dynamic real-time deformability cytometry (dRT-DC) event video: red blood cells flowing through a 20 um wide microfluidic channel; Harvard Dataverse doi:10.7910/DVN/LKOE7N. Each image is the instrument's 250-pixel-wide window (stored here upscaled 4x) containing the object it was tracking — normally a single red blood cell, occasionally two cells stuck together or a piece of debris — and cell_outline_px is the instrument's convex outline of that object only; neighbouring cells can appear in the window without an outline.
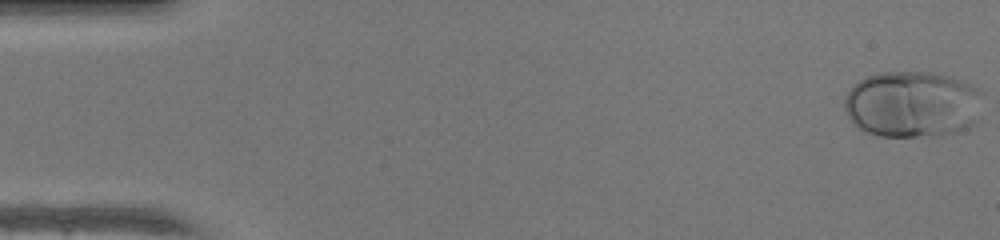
{"species": "human", "species_latin": "Homo sapiens", "temperature_condition": "warm", "stored_images_in_passage": 49, "camera_frame_rate_fps": 3000, "um_per_image_px": 0.085, "donor": {"sex": "female"}, "frame": {"image": 1, "passage_image": 1, "time_ms": 0.0, "image_size_px": [1000, 240], "cell_outline_px": [[984, 92], [980, 120], [968, 128], [956, 132], [940, 136], [880, 136], [868, 132], [852, 124], [844, 108], [844, 96], [852, 84], [868, 76], [880, 72], [940, 72], [952, 76], [972, 84]], "centroid_in_image_um": [77.62, 8.85], "position_along_channel_um": 7.4, "area_um2": 54.97}}
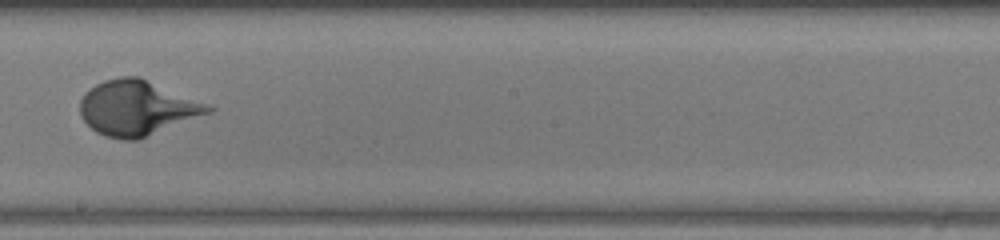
{"frame": {"image": 2, "passage_image": 28, "time_ms": 9.0, "image_size_px": [1000, 240], "cell_outline_px": [[216, 108], [212, 112], [136, 140], [124, 140], [104, 136], [96, 132], [80, 116], [80, 100], [84, 92], [88, 88], [104, 80], [120, 76], [140, 76], [208, 104]], "centroid_in_image_um": [11.63, 9.16], "position_along_channel_um": 236.6, "area_um2": 41.1}}
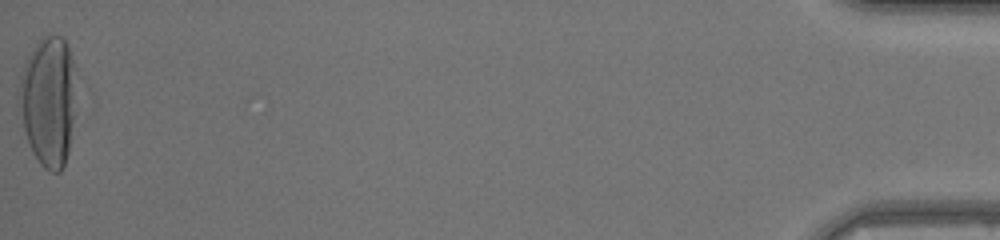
{"frame": {"image": 3, "passage_image": 49, "time_ms": 16.0, "image_size_px": [1000, 240], "cell_outline_px": [[76, 80], [72, 120], [68, 152], [64, 164], [60, 172], [48, 172], [40, 164], [32, 152], [24, 128], [20, 84], [20, 76], [24, 64], [28, 56], [36, 44], [44, 36], [60, 36], [64, 40], [68, 48], [72, 60]], "centroid_in_image_um": [4.13, 8.6], "position_along_channel_um": 431.1, "area_um2": 42.08}}